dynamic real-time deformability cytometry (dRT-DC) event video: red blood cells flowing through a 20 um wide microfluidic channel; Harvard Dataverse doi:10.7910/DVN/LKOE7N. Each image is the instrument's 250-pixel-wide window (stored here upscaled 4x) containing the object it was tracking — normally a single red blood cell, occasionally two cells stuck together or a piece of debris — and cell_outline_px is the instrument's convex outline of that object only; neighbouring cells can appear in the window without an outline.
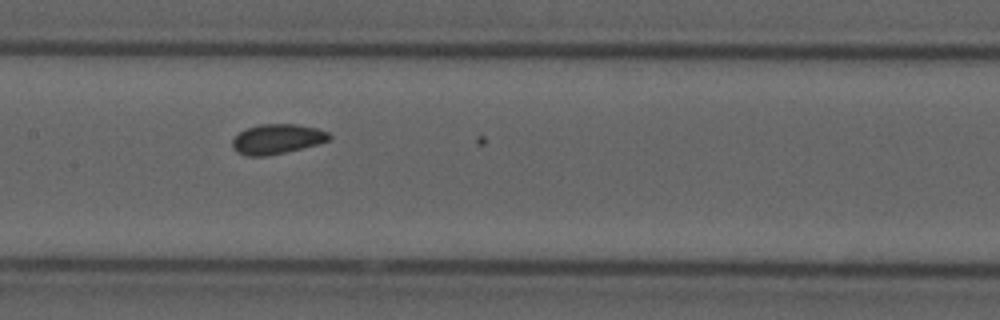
{"species": "common noctule bat (a hibernating species)", "species_latin": "Nyctalus noctula", "temperature_condition": "cold", "stored_images_in_passage": 13, "camera_frame_rate_fps": 3000, "um_per_image_px": 0.085, "animal": {"sex": "male", "forearm_length_mm": 52.5}, "frame": {"image": 1, "passage_image": 12, "time_ms": 3.667, "image_size_px": [1000, 320], "cell_outline_px": [[332, 136], [328, 140], [316, 144], [284, 152], [264, 156], [248, 156], [236, 152], [232, 148], [232, 140], [240, 132], [248, 128], [260, 124], [296, 124], [316, 128], [328, 132]], "centroid_in_image_um": [23.52, 11.81], "position_along_channel_um": 183.9, "area_um2": 16.59}}